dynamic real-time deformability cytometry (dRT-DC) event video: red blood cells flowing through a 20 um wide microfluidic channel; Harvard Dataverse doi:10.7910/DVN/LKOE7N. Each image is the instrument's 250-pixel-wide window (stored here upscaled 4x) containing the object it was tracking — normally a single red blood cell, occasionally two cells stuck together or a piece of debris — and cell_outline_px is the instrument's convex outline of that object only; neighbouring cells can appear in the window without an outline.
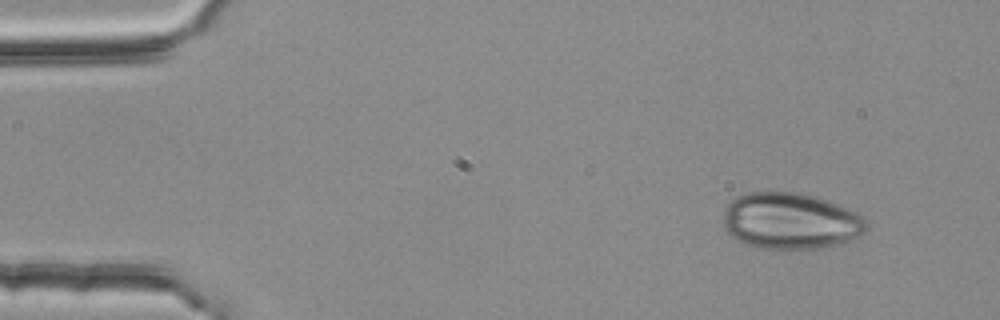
{"species": "common noctule bat (a hibernating species)", "species_latin": "Nyctalus noctula", "temperature_condition": "room temperature", "stored_images_in_passage": 3, "camera_frame_rate_fps": 3000, "um_per_image_px": 0.085, "animal": {"sex": "female", "body_mass_g": 25.1}, "frame": {"image": 1, "passage_image": 1, "time_ms": 0.0, "image_size_px": [1000, 320], "cell_outline_px": [[868, 228], [860, 236], [852, 240], [820, 248], [800, 252], [756, 248], [744, 244], [736, 240], [724, 228], [724, 208], [736, 196], [748, 192], [796, 192], [812, 196], [836, 204], [856, 212], [864, 216], [868, 224]], "centroid_in_image_um": [67.19, 18.83], "position_along_channel_um": 17.8, "area_um2": 47.97}}